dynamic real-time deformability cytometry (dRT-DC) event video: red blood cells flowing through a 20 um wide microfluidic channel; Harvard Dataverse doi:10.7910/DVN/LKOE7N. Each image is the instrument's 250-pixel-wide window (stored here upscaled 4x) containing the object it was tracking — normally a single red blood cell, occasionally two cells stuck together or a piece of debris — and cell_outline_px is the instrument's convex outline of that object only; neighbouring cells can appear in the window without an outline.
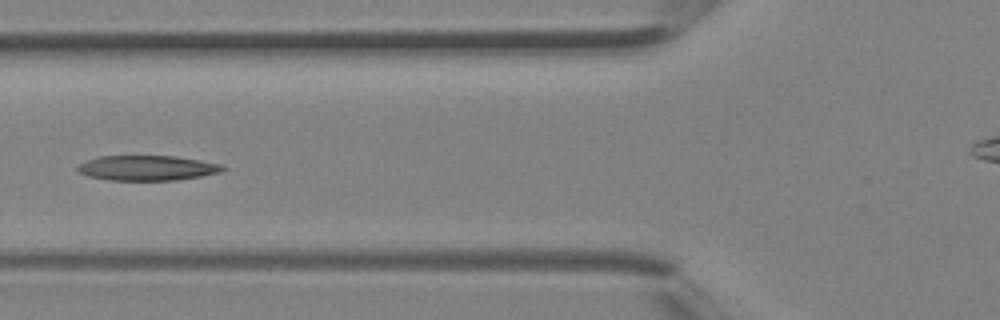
{"species": "Egyptian fruit bat (a non-hibernating species)", "species_latin": "Rousettus aegyptiacus", "temperature_condition": "room temperature", "stored_images_in_passage": 5, "camera_frame_rate_fps": 3000, "um_per_image_px": 0.085, "animal": {"sex": "female"}, "frame": {"image": 1, "passage_image": 5, "time_ms": 1.333, "image_size_px": [1000, 320], "cell_outline_px": [[224, 168], [220, 172], [200, 176], [176, 180], [108, 180], [88, 176], [80, 172], [76, 168], [80, 164], [88, 160], [100, 156], [176, 156], [200, 160], [220, 164]], "centroid_in_image_um": [12.49, 14.27], "position_along_channel_um": 113.3, "area_um2": 20.92}}